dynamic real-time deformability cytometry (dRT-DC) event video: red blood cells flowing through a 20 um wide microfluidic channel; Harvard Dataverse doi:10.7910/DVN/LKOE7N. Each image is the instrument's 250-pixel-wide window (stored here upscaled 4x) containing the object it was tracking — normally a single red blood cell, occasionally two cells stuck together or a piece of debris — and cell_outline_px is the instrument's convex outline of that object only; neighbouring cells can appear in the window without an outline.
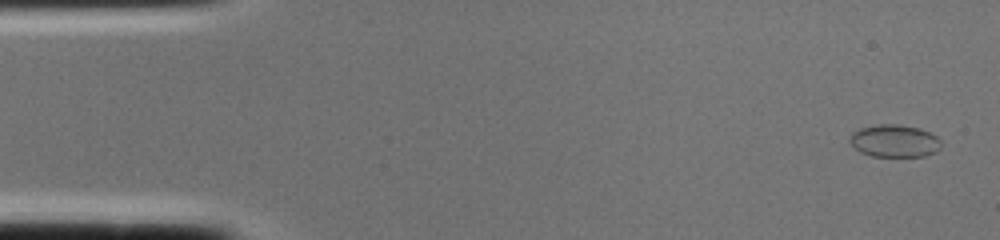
{"species": "common noctule bat (a hibernating species)", "species_latin": "Nyctalus noctula", "temperature_condition": "cold", "stored_images_in_passage": 2, "camera_frame_rate_fps": 3000, "um_per_image_px": 0.085, "animal": {"sex": "female", "body_mass_g": 22.0, "forearm_length_mm": 56.7}, "frame": {"image": 1, "passage_image": 1, "time_ms": 0.0, "image_size_px": [1000, 240], "cell_outline_px": [[940, 148], [936, 152], [924, 156], [872, 156], [860, 152], [848, 140], [852, 132], [860, 128], [880, 124], [900, 124], [920, 128], [936, 136], [940, 140]], "centroid_in_image_um": [76.03, 11.97], "position_along_channel_um": 9.0, "area_um2": 17.28}}
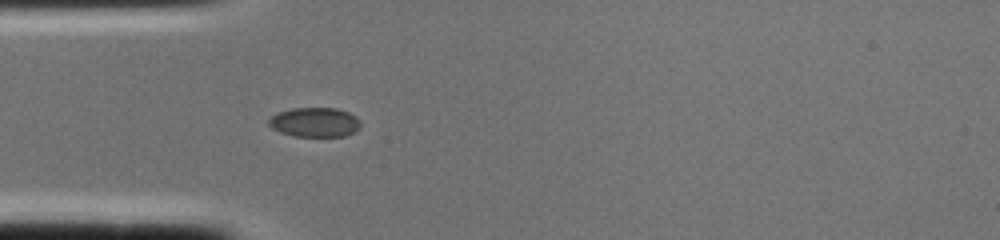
{"frame": {"image": 2, "passage_image": 2, "time_ms": 0.333, "image_size_px": [1000, 240], "cell_outline_px": [[360, 128], [344, 136], [292, 136], [280, 132], [272, 128], [268, 124], [268, 116], [276, 112], [292, 108], [336, 108], [348, 112], [356, 116], [360, 120]], "centroid_in_image_um": [26.71, 10.38], "position_along_channel_um": 58.3, "area_um2": 15.95}}